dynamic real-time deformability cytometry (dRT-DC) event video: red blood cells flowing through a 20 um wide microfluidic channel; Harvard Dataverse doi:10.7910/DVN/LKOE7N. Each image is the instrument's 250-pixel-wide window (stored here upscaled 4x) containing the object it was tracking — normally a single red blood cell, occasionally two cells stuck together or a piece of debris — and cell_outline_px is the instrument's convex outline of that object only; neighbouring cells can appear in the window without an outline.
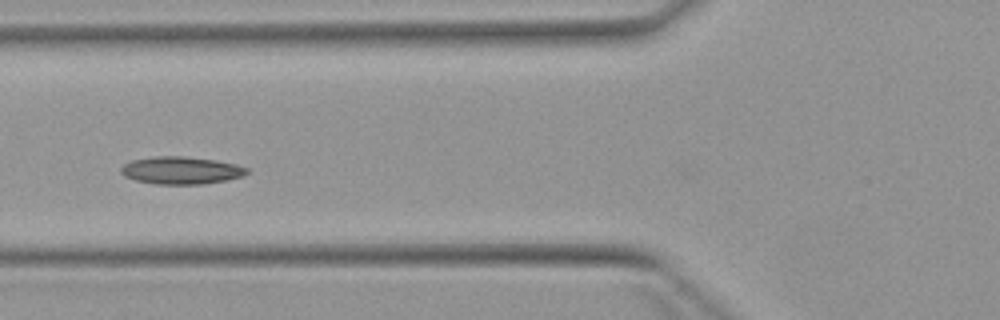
{"species": "Egyptian fruit bat (a non-hibernating species)", "species_latin": "Rousettus aegyptiacus", "temperature_condition": "warm", "stored_images_in_passage": 4, "camera_frame_rate_fps": 3000, "um_per_image_px": 0.085, "animal": {"sex": "female"}, "frame": {"image": 1, "passage_image": 4, "time_ms": 3.667, "image_size_px": [1000, 320], "cell_outline_px": [[248, 172], [244, 176], [228, 180], [200, 184], [156, 184], [136, 180], [124, 176], [120, 172], [120, 168], [124, 164], [132, 160], [156, 156], [188, 156], [216, 160], [236, 164], [248, 168]], "centroid_in_image_um": [15.41, 14.47], "position_along_channel_um": 110.4, "area_um2": 20.29}}